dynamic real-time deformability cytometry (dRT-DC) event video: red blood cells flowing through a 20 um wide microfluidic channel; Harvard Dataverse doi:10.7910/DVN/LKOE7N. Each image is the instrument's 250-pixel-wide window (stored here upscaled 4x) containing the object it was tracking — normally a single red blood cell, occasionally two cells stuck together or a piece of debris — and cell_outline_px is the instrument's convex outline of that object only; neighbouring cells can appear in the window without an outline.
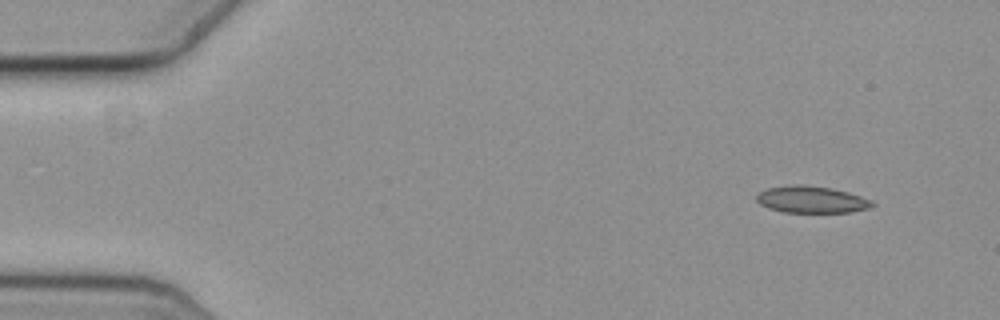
{"species": "common noctule bat (a hibernating species)", "species_latin": "Nyctalus noctula", "temperature_condition": "cold", "stored_images_in_passage": 53, "camera_frame_rate_fps": 3000, "um_per_image_px": 0.085, "animal": {"sex": "female", "body_mass_g": 19.3, "forearm_length_mm": 54.1}, "frame": {"image": 1, "passage_image": 1, "time_ms": 0.0, "image_size_px": [1000, 320], "cell_outline_px": [[876, 204], [868, 208], [848, 212], [784, 212], [768, 208], [760, 204], [756, 200], [756, 192], [768, 188], [796, 184], [804, 184], [828, 188], [848, 192], [872, 200]], "centroid_in_image_um": [68.94, 16.96], "position_along_channel_um": 16.1, "area_um2": 18.03}}
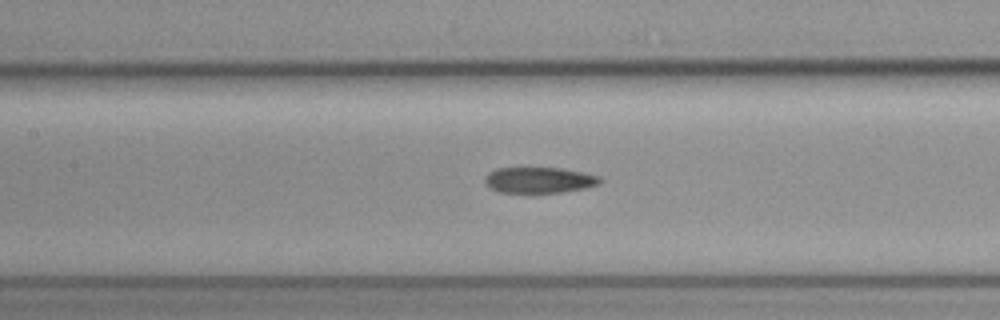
{"frame": {"image": 2, "passage_image": 22, "time_ms": 7.0, "image_size_px": [1000, 320], "cell_outline_px": [[604, 180], [600, 184], [584, 188], [564, 192], [532, 196], [500, 192], [488, 188], [484, 184], [484, 176], [488, 172], [496, 168], [564, 168], [600, 176]], "centroid_in_image_um": [45.79, 15.36], "position_along_channel_um": 161.6, "area_um2": 18.5}}
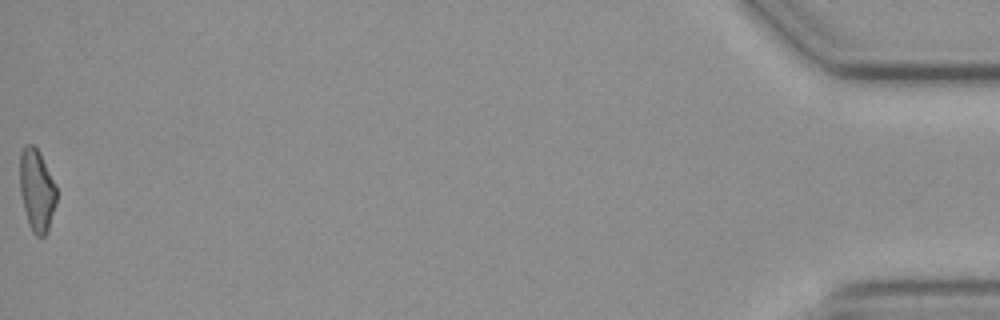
{"frame": {"image": 3, "passage_image": 53, "time_ms": 17.333, "image_size_px": [1000, 320], "cell_outline_px": [[56, 204], [48, 228], [44, 236], [36, 236], [32, 232], [28, 224], [20, 192], [20, 152], [24, 144], [32, 144], [40, 152], [56, 184]], "centroid_in_image_um": [3.12, 16.14], "position_along_channel_um": 432.1, "area_um2": 17.63}}